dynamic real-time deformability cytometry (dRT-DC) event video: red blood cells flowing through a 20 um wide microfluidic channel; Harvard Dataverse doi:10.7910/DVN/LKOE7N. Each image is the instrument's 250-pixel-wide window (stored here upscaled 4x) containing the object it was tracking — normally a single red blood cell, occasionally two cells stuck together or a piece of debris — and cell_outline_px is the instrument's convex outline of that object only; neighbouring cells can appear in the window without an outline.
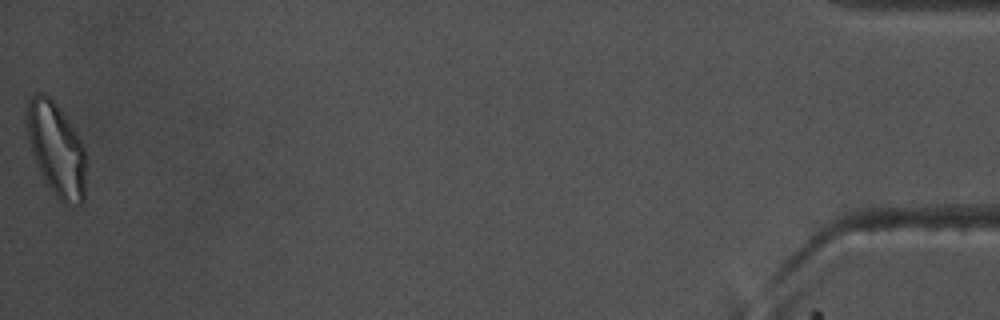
{"species": "common noctule bat (a hibernating species)", "species_latin": "Nyctalus noctula", "temperature_condition": "warm", "stored_images_in_passage": 45, "camera_frame_rate_fps": 3000, "um_per_image_px": 0.085, "animal": {"sex": "male", "body_mass_g": 17.5, "forearm_length_mm": 52.3}, "frame": {"image": 1, "passage_image": 45, "time_ms": 14.667, "image_size_px": [1000, 320], "cell_outline_px": [[84, 200], [80, 204], [64, 204], [56, 196], [44, 180], [36, 160], [28, 136], [24, 120], [28, 100], [32, 96], [40, 92], [48, 96], [56, 104], [76, 132], [84, 144]], "centroid_in_image_um": [4.77, 12.66], "position_along_channel_um": 430.4, "area_um2": 31.67}, "authors_computed_cell_mechanics": {"area_um2": 21.675, "velocity_mm_per_s": 3.7066, "shape_relaxation_time_tau1_ms": 4.4793, "shape_relaxation_time_tau2_ms": 2.6416, "deformation_change_tau1": 0.1647, "deformation_change_tau2": 0.0919}}